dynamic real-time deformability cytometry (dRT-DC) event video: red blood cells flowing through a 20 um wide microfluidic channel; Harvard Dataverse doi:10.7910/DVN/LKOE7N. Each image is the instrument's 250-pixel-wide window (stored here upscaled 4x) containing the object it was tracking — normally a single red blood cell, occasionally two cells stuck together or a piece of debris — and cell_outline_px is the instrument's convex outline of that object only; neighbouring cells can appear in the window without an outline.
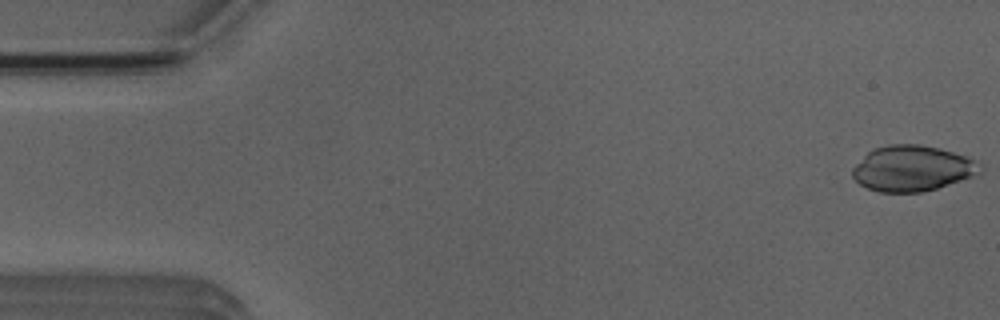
{"species": "Egyptian fruit bat (a non-hibernating species)", "species_latin": "Rousettus aegyptiacus", "temperature_condition": "room temperature", "stored_images_in_passage": 5, "segment_of_instrument_passage": [2, 2], "camera_frame_rate_fps": 3000, "um_per_image_px": 0.085, "animal": {"sex": "male"}, "frame": {"image": 1, "passage_image": 5, "time_ms": 5.667, "image_size_px": [1000, 320], "cell_outline_px": [[984, 164], [980, 172], [976, 176], [936, 188], [920, 192], [880, 192], [868, 188], [860, 184], [852, 176], [852, 168], [868, 152], [876, 148], [888, 144], [920, 144], [940, 148], [980, 160]], "centroid_in_image_um": [77.61, 14.3], "position_along_channel_um": 7.4, "area_um2": 34.16}}